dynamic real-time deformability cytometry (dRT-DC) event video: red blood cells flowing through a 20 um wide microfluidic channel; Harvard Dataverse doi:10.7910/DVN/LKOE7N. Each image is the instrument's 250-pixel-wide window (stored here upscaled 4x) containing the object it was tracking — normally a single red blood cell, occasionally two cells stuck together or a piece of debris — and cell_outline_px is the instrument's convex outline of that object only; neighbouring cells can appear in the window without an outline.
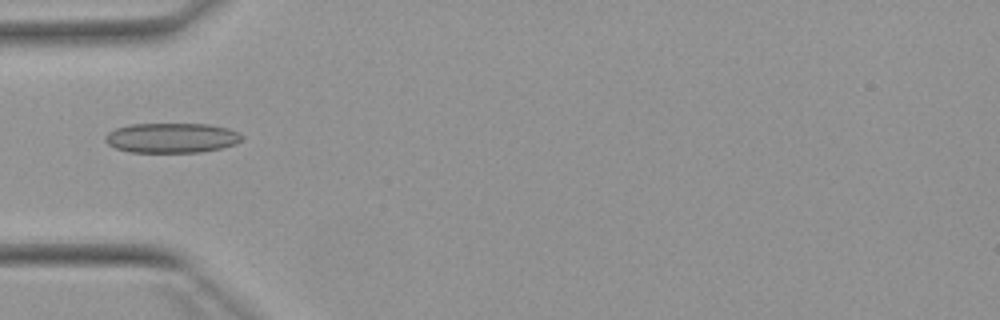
{"species": "Egyptian fruit bat (a non-hibernating species)", "species_latin": "Rousettus aegyptiacus", "temperature_condition": "warm", "stored_images_in_passage": 36, "camera_frame_rate_fps": 3000, "um_per_image_px": 0.085, "animal": {"sex": "female"}, "frame": {"image": 1, "passage_image": 1, "time_ms": 0.0, "image_size_px": [1000, 320], "cell_outline_px": [[244, 140], [236, 144], [220, 148], [200, 152], [128, 152], [116, 148], [108, 144], [104, 140], [104, 136], [108, 132], [116, 128], [128, 124], [208, 124], [228, 128], [240, 132], [244, 136]], "centroid_in_image_um": [14.61, 11.71], "position_along_channel_um": 70.4, "area_um2": 24.04}}
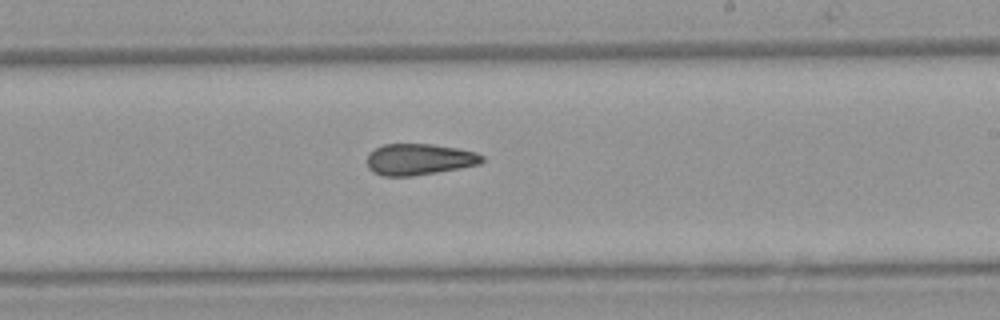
{"frame": {"image": 2, "passage_image": 15, "time_ms": 4.667, "image_size_px": [1000, 320], "cell_outline_px": [[484, 160], [480, 164], [460, 168], [412, 176], [384, 176], [372, 172], [368, 168], [368, 152], [384, 144], [432, 144], [456, 148], [476, 152], [484, 156]], "centroid_in_image_um": [35.63, 13.54], "position_along_channel_um": 253.4, "area_um2": 20.98}}
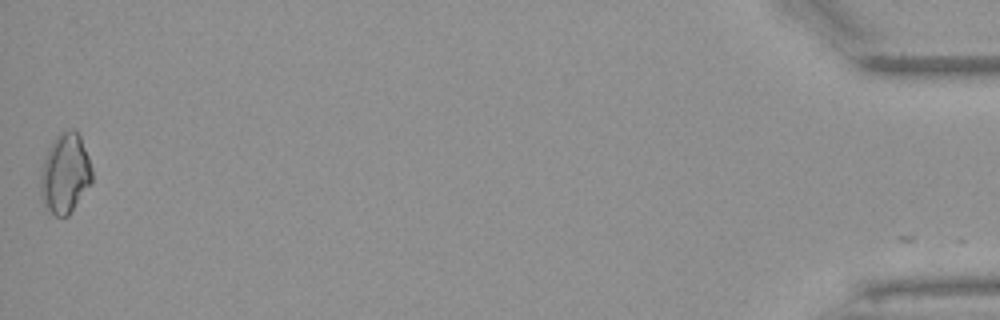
{"frame": {"image": 3, "passage_image": 36, "time_ms": 11.667, "image_size_px": [1000, 320], "cell_outline_px": [[92, 180], [68, 216], [56, 216], [44, 204], [40, 196], [40, 172], [48, 148], [52, 140], [60, 132], [68, 128], [72, 128], [80, 136], [88, 156], [92, 168]], "centroid_in_image_um": [5.51, 14.71], "position_along_channel_um": 429.7, "area_um2": 23.81}, "authors_computed_cell_mechanics": {"area_um2": 21.3282, "velocity_mm_per_s": 3.9217, "shape_relaxation_time_tau1_ms": 8.8202, "shape_relaxation_time_tau2_ms": 3.7687, "deformation_change_tau1": 0.1554, "deformation_change_tau2": 0.108}}